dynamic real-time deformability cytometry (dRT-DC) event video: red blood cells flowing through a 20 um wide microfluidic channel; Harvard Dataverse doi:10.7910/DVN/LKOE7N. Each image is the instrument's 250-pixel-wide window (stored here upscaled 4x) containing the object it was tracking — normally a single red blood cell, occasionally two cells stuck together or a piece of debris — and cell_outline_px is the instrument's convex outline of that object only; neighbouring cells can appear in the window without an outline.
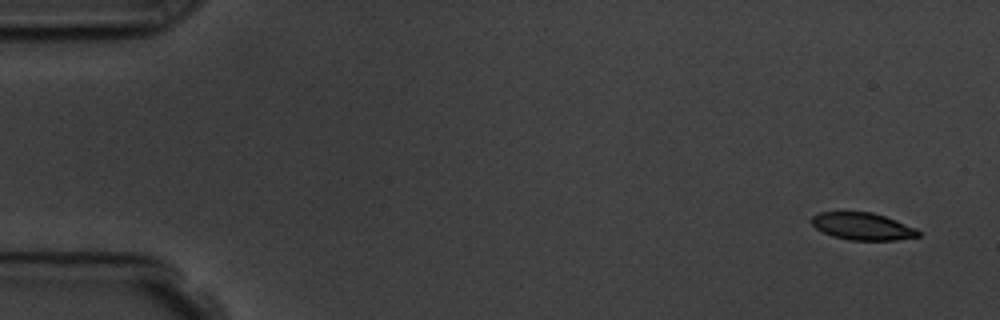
{"species": "common noctule bat (a hibernating species)", "species_latin": "Nyctalus noctula", "temperature_condition": "room temperature", "stored_images_in_passage": 5, "camera_frame_rate_fps": 3000, "um_per_image_px": 0.085, "animal": {"sex": "male", "body_mass_g": 19.5, "forearm_length_mm": 54.6}, "frame": {"image": 1, "passage_image": 1, "time_ms": 0.0, "image_size_px": [1000, 320], "cell_outline_px": [[920, 236], [896, 240], [848, 240], [832, 236], [816, 228], [812, 224], [812, 216], [820, 212], [872, 212], [896, 220], [916, 228], [920, 232]], "centroid_in_image_um": [73.33, 19.24], "position_along_channel_um": 11.7, "area_um2": 16.88}}
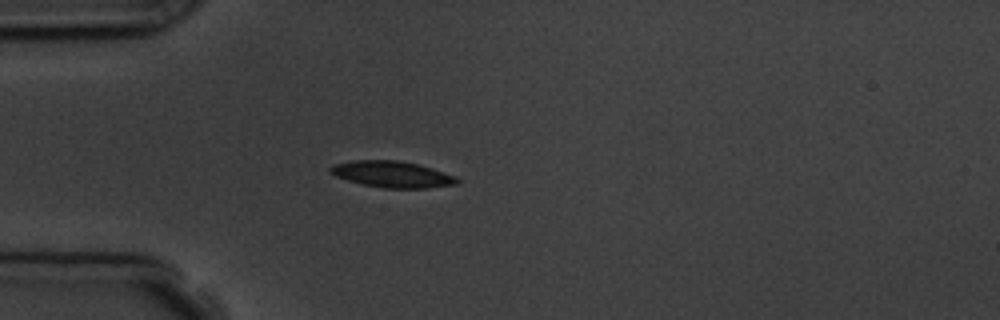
{"frame": {"image": 2, "passage_image": 5, "time_ms": 4.333, "image_size_px": [1000, 320], "cell_outline_px": [[460, 184], [424, 188], [384, 188], [360, 184], [336, 176], [328, 172], [328, 168], [332, 164], [356, 160], [396, 160], [416, 164], [432, 168], [456, 176], [460, 180]], "centroid_in_image_um": [33.32, 14.82], "position_along_channel_um": 51.7, "area_um2": 19.54}}